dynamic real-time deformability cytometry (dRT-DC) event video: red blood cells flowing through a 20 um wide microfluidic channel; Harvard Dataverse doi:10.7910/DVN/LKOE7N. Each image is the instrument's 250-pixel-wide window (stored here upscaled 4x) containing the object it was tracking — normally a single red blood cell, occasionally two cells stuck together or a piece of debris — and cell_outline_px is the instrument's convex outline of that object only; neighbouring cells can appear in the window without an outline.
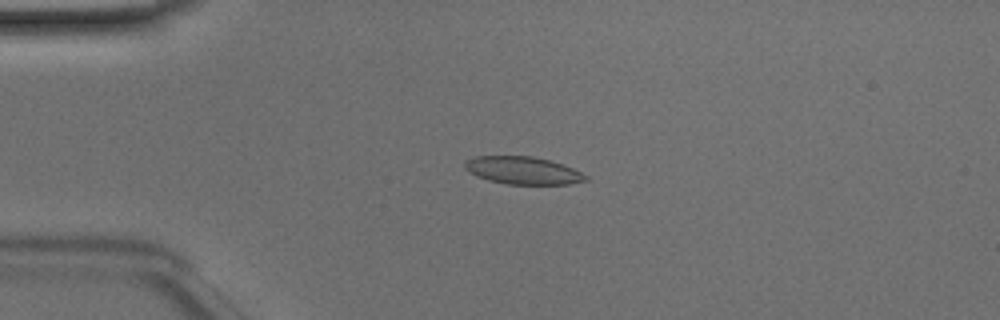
{"species": "Egyptian fruit bat (a non-hibernating species)", "species_latin": "Rousettus aegyptiacus", "temperature_condition": "room temperature", "stored_images_in_passage": 49, "camera_frame_rate_fps": 3000, "um_per_image_px": 0.085, "animal": {"sex": "male"}, "frame": {"image": 1, "passage_image": 12, "time_ms": 3.667, "image_size_px": [1000, 320], "cell_outline_px": [[588, 180], [568, 184], [508, 184], [488, 180], [476, 176], [468, 172], [464, 168], [464, 164], [468, 160], [476, 156], [532, 156], [548, 160], [572, 168], [588, 176]], "centroid_in_image_um": [44.42, 14.49], "position_along_channel_um": 40.6, "area_um2": 19.25}}
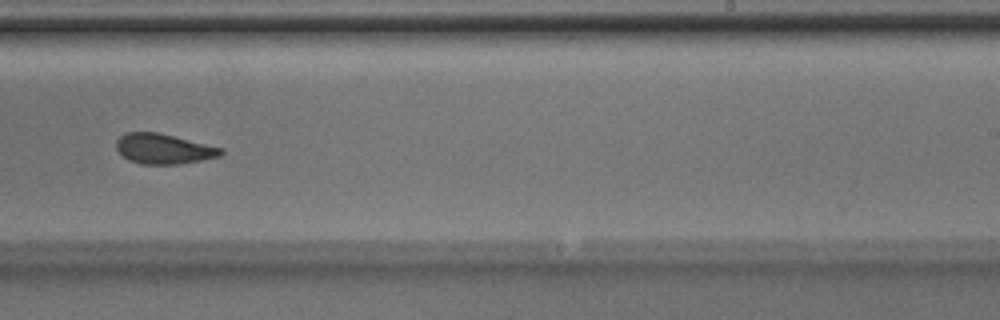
{"frame": {"image": 2, "passage_image": 31, "time_ms": 10.0, "image_size_px": [1000, 320], "cell_outline_px": [[224, 152], [220, 156], [180, 164], [140, 164], [128, 160], [116, 148], [116, 140], [120, 136], [128, 132], [160, 132], [224, 148]], "centroid_in_image_um": [13.92, 12.64], "position_along_channel_um": 275.1, "area_um2": 18.5}}
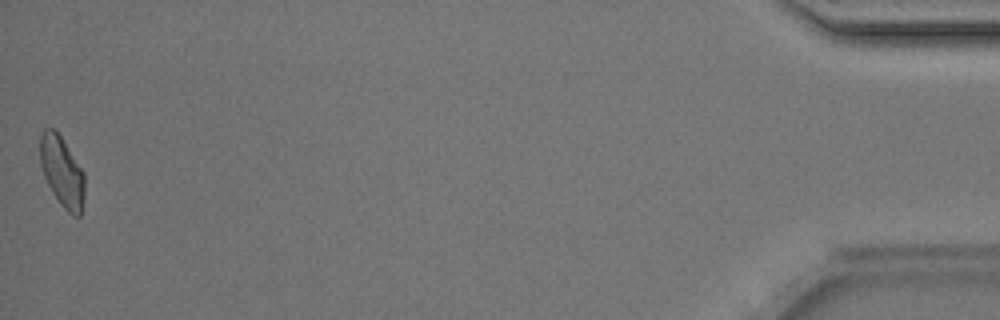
{"frame": {"image": 3, "passage_image": 49, "time_ms": 16.0, "image_size_px": [1000, 320], "cell_outline_px": [[84, 196], [80, 216], [72, 216], [60, 204], [52, 192], [44, 176], [40, 164], [40, 136], [44, 128], [56, 128], [84, 172]], "centroid_in_image_um": [5.27, 14.57], "position_along_channel_um": 429.9, "area_um2": 18.38}, "authors_computed_cell_mechanics": {"area_um2": 19.074, "velocity_mm_per_s": 4.1615, "shape_relaxation_time_tau1_ms": null, "shape_relaxation_time_tau2_ms": 3.1195, "deformation_change_tau1": null, "deformation_change_tau2": 0.0858}}